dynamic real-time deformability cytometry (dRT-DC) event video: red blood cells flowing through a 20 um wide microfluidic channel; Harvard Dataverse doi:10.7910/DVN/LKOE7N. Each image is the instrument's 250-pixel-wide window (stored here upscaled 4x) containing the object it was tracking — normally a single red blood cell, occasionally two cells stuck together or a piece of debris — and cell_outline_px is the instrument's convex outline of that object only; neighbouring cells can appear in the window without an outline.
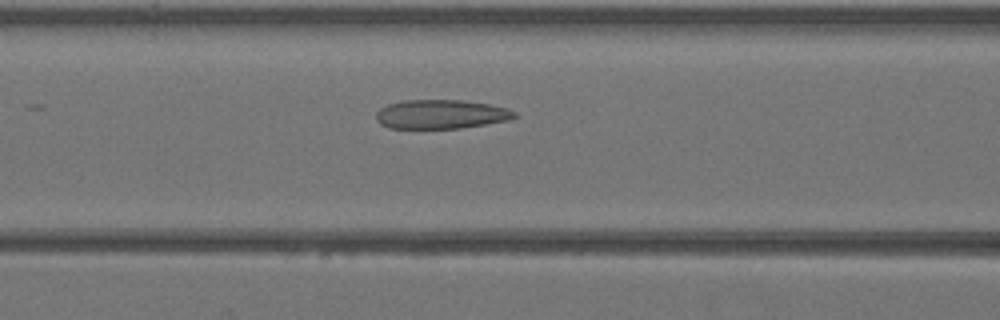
{"species": "Egyptian fruit bat (a non-hibernating species)", "species_latin": "Rousettus aegyptiacus", "temperature_condition": "warm", "stored_images_in_passage": 39, "camera_frame_rate_fps": 3000, "um_per_image_px": 0.085, "animal": {"sex": "female"}, "frame": {"image": 1, "passage_image": 14, "time_ms": 4.333, "image_size_px": [1000, 320], "cell_outline_px": [[516, 116], [508, 120], [460, 128], [388, 128], [380, 124], [376, 120], [376, 112], [380, 108], [388, 104], [404, 100], [464, 100], [488, 104], [508, 108], [516, 112]], "centroid_in_image_um": [37.45, 9.7], "position_along_channel_um": 129.1, "area_um2": 23.41}}
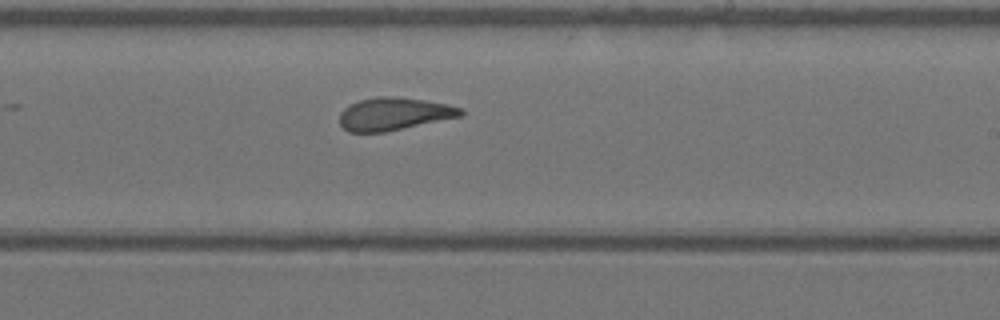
{"frame": {"image": 2, "passage_image": 22, "time_ms": 7.0, "image_size_px": [1000, 320], "cell_outline_px": [[464, 116], [384, 132], [348, 132], [340, 124], [340, 112], [344, 108], [360, 100], [376, 96], [396, 96], [424, 100], [448, 104], [460, 108], [464, 112]], "centroid_in_image_um": [33.5, 9.68], "position_along_channel_um": 255.5, "area_um2": 23.12}}
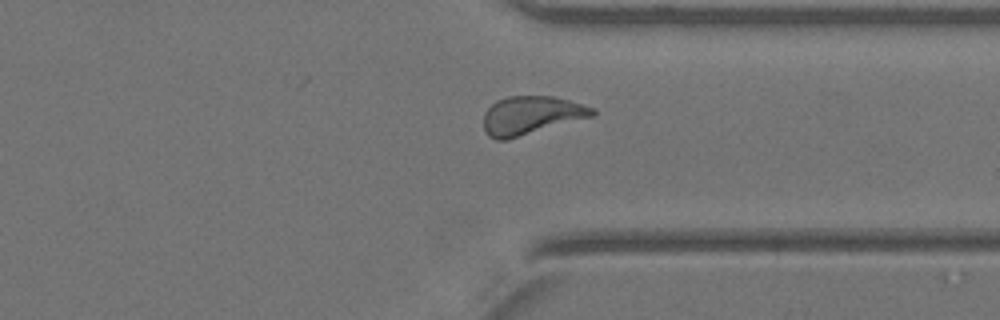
{"frame": {"image": 3, "passage_image": 29, "time_ms": 9.333, "image_size_px": [1000, 320], "cell_outline_px": [[596, 112], [592, 116], [508, 140], [496, 140], [488, 136], [484, 132], [484, 112], [496, 100], [508, 96], [552, 96], [568, 100], [596, 108]], "centroid_in_image_um": [45.11, 9.81], "position_along_channel_um": 366.3, "area_um2": 24.39}}